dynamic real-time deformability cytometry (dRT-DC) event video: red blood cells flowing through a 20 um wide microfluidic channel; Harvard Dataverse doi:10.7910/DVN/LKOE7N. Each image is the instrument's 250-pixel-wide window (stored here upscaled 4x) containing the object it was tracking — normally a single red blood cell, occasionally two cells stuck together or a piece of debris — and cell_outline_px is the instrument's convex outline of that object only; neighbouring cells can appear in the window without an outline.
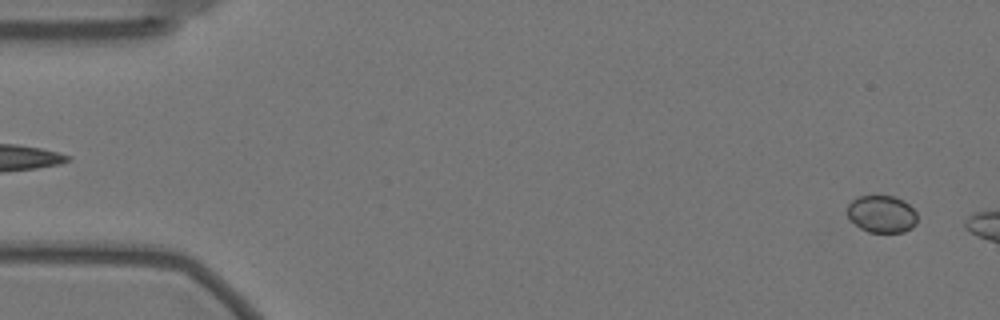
{"species": "Egyptian fruit bat (a non-hibernating species)", "species_latin": "Rousettus aegyptiacus", "temperature_condition": "warm", "stored_images_in_passage": 8, "camera_frame_rate_fps": 3000, "um_per_image_px": 0.085, "animal": {"sex": "female"}, "frame": {"image": 1, "passage_image": 3, "time_ms": 0.667, "image_size_px": [1000, 320], "cell_outline_px": [[916, 224], [912, 228], [904, 232], [868, 232], [860, 228], [848, 216], [848, 204], [852, 200], [860, 196], [872, 192], [896, 196], [904, 200], [916, 212]], "centroid_in_image_um": [74.95, 18.14], "position_along_channel_um": 10.0, "area_um2": 15.66}}